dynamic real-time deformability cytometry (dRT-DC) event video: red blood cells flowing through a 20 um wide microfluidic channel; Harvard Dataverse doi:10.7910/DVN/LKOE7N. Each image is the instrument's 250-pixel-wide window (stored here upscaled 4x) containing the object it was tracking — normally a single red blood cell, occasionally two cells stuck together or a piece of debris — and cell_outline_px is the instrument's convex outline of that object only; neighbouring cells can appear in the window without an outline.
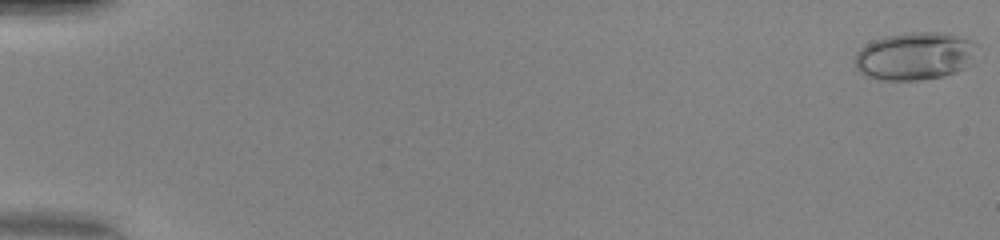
{"species": "human", "species_latin": "Homo sapiens", "temperature_condition": "warm", "stored_images_in_passage": 51, "camera_frame_rate_fps": 3000, "um_per_image_px": 0.085, "donor": {"sex": "female"}, "frame": {"image": 1, "passage_image": 1, "time_ms": 0.0, "image_size_px": [1000, 240], "cell_outline_px": [[976, 44], [972, 64], [956, 72], [944, 76], [920, 80], [876, 80], [860, 72], [856, 68], [856, 52], [860, 48], [884, 36], [912, 32], [948, 32], [972, 40]], "centroid_in_image_um": [77.79, 4.77], "position_along_channel_um": 7.2, "area_um2": 34.22}}
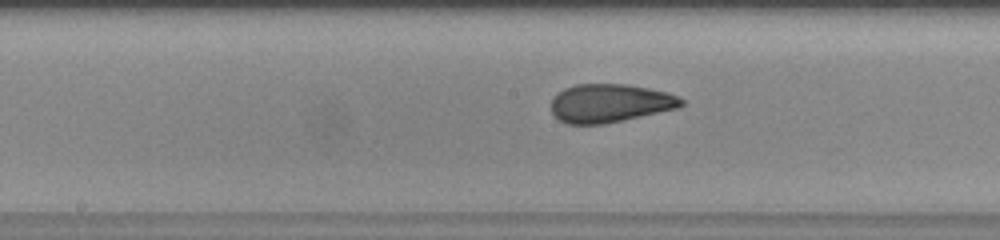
{"frame": {"image": 2, "passage_image": 28, "time_ms": 9.0, "image_size_px": [1000, 240], "cell_outline_px": [[684, 104], [676, 108], [624, 120], [604, 124], [568, 124], [560, 120], [552, 112], [552, 96], [564, 88], [576, 84], [624, 84], [648, 88], [668, 92], [684, 100]], "centroid_in_image_um": [51.82, 8.76], "position_along_channel_um": 196.4, "area_um2": 29.02}}
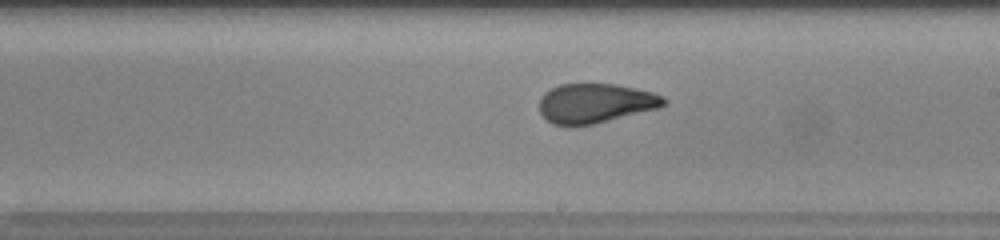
{"frame": {"image": 3, "passage_image": 31, "time_ms": 10.0, "image_size_px": [1000, 240], "cell_outline_px": [[668, 104], [660, 108], [592, 124], [552, 124], [540, 112], [540, 96], [544, 92], [560, 84], [616, 84], [636, 88], [652, 92], [664, 96], [668, 100]], "centroid_in_image_um": [50.66, 8.75], "position_along_channel_um": 238.3, "area_um2": 28.5}, "authors_computed_cell_mechanics": {"area_um2": 29.5358, "velocity_mm_per_s": 4.2207, "shape_relaxation_time_tau1_ms": 7.3809, "shape_relaxation_time_tau2_ms": 0.7187, "deformation_change_tau1": 0.2653, "deformation_change_tau2": 0.0698}}